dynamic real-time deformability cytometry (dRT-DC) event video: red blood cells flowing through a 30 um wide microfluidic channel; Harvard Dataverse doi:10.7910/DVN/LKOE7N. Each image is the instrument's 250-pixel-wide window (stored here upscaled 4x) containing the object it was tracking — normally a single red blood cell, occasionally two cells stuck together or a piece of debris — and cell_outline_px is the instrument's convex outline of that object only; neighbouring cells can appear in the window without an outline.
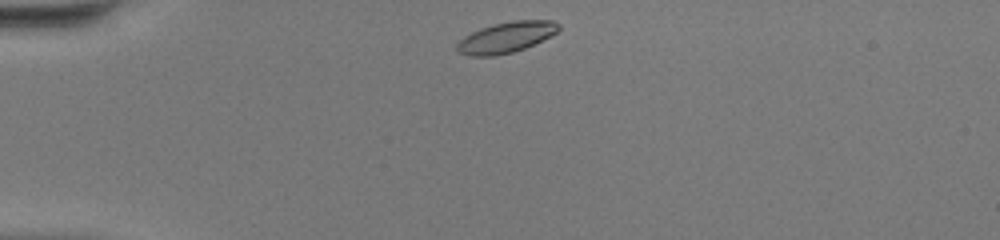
{"species": "common noctule bat (a hibernating species)", "species_latin": "Nyctalus noctula", "temperature_condition": "warm", "stored_images_in_passage": 37, "camera_frame_rate_fps": 3000, "um_per_image_px": 0.085, "animal": {"sex": "female", "body_mass_g": 20.0, "forearm_length_mm": 54.0}, "frame": {"image": 1, "passage_image": 1, "time_ms": 0.0, "image_size_px": [1000, 240], "cell_outline_px": [[560, 28], [556, 32], [524, 48], [512, 52], [496, 56], [468, 56], [456, 52], [456, 44], [464, 36], [480, 28], [492, 24], [512, 20], [552, 20], [560, 24]], "centroid_in_image_um": [42.96, 3.17], "position_along_channel_um": 42.0, "area_um2": 18.21}}
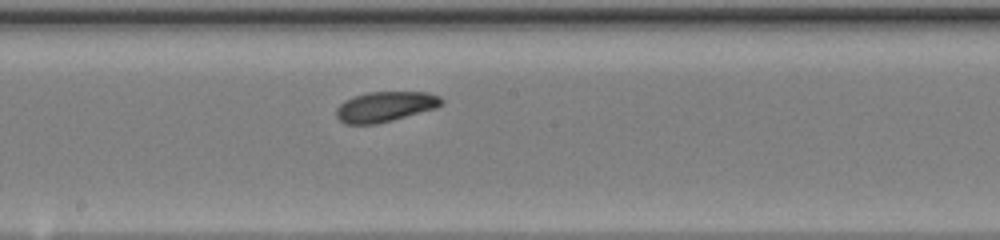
{"frame": {"image": 2, "passage_image": 16, "time_ms": 5.0, "image_size_px": [1000, 240], "cell_outline_px": [[444, 100], [436, 108], [392, 120], [376, 124], [344, 124], [336, 116], [336, 108], [344, 100], [368, 92], [428, 92], [440, 96]], "centroid_in_image_um": [32.73, 9.06], "position_along_channel_um": 215.5, "area_um2": 18.44}}
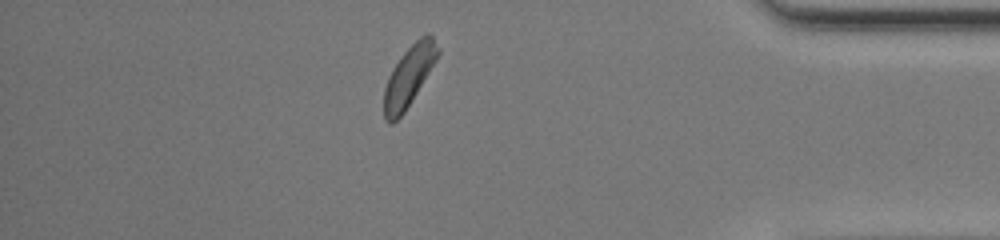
{"frame": {"image": 3, "passage_image": 31, "time_ms": 10.0, "image_size_px": [1000, 240], "cell_outline_px": [[440, 52], [436, 60], [404, 112], [392, 124], [388, 124], [384, 120], [384, 88], [388, 76], [392, 68], [400, 56], [424, 32], [428, 32], [432, 36], [440, 48]], "centroid_in_image_um": [34.74, 6.45], "position_along_channel_um": 400.5, "area_um2": 18.84}, "authors_computed_cell_mechanics": {"area_um2": 18.3804, "velocity_mm_per_s": 4.2962, "shape_relaxation_time_tau1_ms": 3.8152, "shape_relaxation_time_tau2_ms": null, "deformation_change_tau1": 0.1211, "deformation_change_tau2": null}}